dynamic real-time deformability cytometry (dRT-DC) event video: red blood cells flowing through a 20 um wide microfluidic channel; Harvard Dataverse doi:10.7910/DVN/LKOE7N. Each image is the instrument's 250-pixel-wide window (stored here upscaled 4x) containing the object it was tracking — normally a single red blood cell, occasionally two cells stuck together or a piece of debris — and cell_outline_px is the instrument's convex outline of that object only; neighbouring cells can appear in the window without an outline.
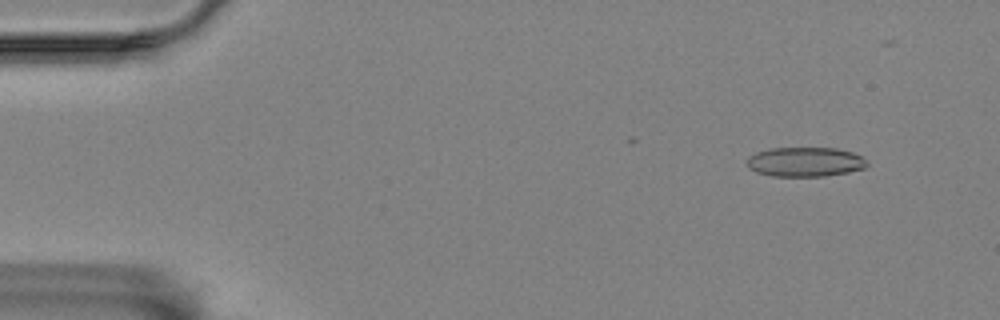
{"species": "Egyptian fruit bat (a non-hibernating species)", "species_latin": "Rousettus aegyptiacus", "temperature_condition": "room temperature", "stored_images_in_passage": 12, "camera_frame_rate_fps": 3000, "um_per_image_px": 0.085, "animal": {"sex": "female"}, "frame": {"image": 1, "passage_image": 5, "time_ms": 1.333, "image_size_px": [1000, 320], "cell_outline_px": [[868, 164], [864, 168], [848, 172], [824, 176], [772, 176], [756, 172], [748, 168], [748, 156], [756, 152], [768, 148], [836, 148], [852, 152], [868, 160]], "centroid_in_image_um": [68.43, 13.76], "position_along_channel_um": 16.6, "area_um2": 20.69}}